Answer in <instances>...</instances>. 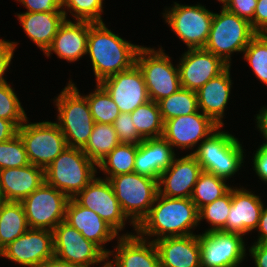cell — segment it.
Here are the masks:
<instances>
[{"label": "cell", "instance_id": "cell-12", "mask_svg": "<svg viewBox=\"0 0 267 267\" xmlns=\"http://www.w3.org/2000/svg\"><path fill=\"white\" fill-rule=\"evenodd\" d=\"M53 242L54 255L60 260L81 267L107 263V255L65 221L53 229Z\"/></svg>", "mask_w": 267, "mask_h": 267}, {"label": "cell", "instance_id": "cell-31", "mask_svg": "<svg viewBox=\"0 0 267 267\" xmlns=\"http://www.w3.org/2000/svg\"><path fill=\"white\" fill-rule=\"evenodd\" d=\"M120 141L112 124L95 123L83 152L97 165L118 145Z\"/></svg>", "mask_w": 267, "mask_h": 267}, {"label": "cell", "instance_id": "cell-30", "mask_svg": "<svg viewBox=\"0 0 267 267\" xmlns=\"http://www.w3.org/2000/svg\"><path fill=\"white\" fill-rule=\"evenodd\" d=\"M130 115L143 140L162 137L164 121L157 102L149 100L136 108Z\"/></svg>", "mask_w": 267, "mask_h": 267}, {"label": "cell", "instance_id": "cell-17", "mask_svg": "<svg viewBox=\"0 0 267 267\" xmlns=\"http://www.w3.org/2000/svg\"><path fill=\"white\" fill-rule=\"evenodd\" d=\"M53 231L29 228L2 250V257L21 266L36 267L54 257Z\"/></svg>", "mask_w": 267, "mask_h": 267}, {"label": "cell", "instance_id": "cell-7", "mask_svg": "<svg viewBox=\"0 0 267 267\" xmlns=\"http://www.w3.org/2000/svg\"><path fill=\"white\" fill-rule=\"evenodd\" d=\"M110 182L123 212L136 231L147 216L158 194V180L131 172L105 177Z\"/></svg>", "mask_w": 267, "mask_h": 267}, {"label": "cell", "instance_id": "cell-25", "mask_svg": "<svg viewBox=\"0 0 267 267\" xmlns=\"http://www.w3.org/2000/svg\"><path fill=\"white\" fill-rule=\"evenodd\" d=\"M174 152L173 147L163 137L144 139L137 144L134 172L159 180L161 173L176 157Z\"/></svg>", "mask_w": 267, "mask_h": 267}, {"label": "cell", "instance_id": "cell-49", "mask_svg": "<svg viewBox=\"0 0 267 267\" xmlns=\"http://www.w3.org/2000/svg\"><path fill=\"white\" fill-rule=\"evenodd\" d=\"M257 231L259 232V236L254 243H267V207H263L261 211Z\"/></svg>", "mask_w": 267, "mask_h": 267}, {"label": "cell", "instance_id": "cell-2", "mask_svg": "<svg viewBox=\"0 0 267 267\" xmlns=\"http://www.w3.org/2000/svg\"><path fill=\"white\" fill-rule=\"evenodd\" d=\"M140 47L113 33L104 22L93 23L89 28L86 54L91 59L96 83L131 69Z\"/></svg>", "mask_w": 267, "mask_h": 267}, {"label": "cell", "instance_id": "cell-3", "mask_svg": "<svg viewBox=\"0 0 267 267\" xmlns=\"http://www.w3.org/2000/svg\"><path fill=\"white\" fill-rule=\"evenodd\" d=\"M79 93L75 84L69 80L54 102L58 110L56 123L66 139L67 146L83 149L95 122L86 96Z\"/></svg>", "mask_w": 267, "mask_h": 267}, {"label": "cell", "instance_id": "cell-41", "mask_svg": "<svg viewBox=\"0 0 267 267\" xmlns=\"http://www.w3.org/2000/svg\"><path fill=\"white\" fill-rule=\"evenodd\" d=\"M113 128L120 143L139 144L143 139L136 130L130 113H120L113 122Z\"/></svg>", "mask_w": 267, "mask_h": 267}, {"label": "cell", "instance_id": "cell-51", "mask_svg": "<svg viewBox=\"0 0 267 267\" xmlns=\"http://www.w3.org/2000/svg\"><path fill=\"white\" fill-rule=\"evenodd\" d=\"M36 267H81V266L60 260L54 256L40 263Z\"/></svg>", "mask_w": 267, "mask_h": 267}, {"label": "cell", "instance_id": "cell-27", "mask_svg": "<svg viewBox=\"0 0 267 267\" xmlns=\"http://www.w3.org/2000/svg\"><path fill=\"white\" fill-rule=\"evenodd\" d=\"M44 182V169L33 164L0 170V186L6 201L22 202Z\"/></svg>", "mask_w": 267, "mask_h": 267}, {"label": "cell", "instance_id": "cell-16", "mask_svg": "<svg viewBox=\"0 0 267 267\" xmlns=\"http://www.w3.org/2000/svg\"><path fill=\"white\" fill-rule=\"evenodd\" d=\"M218 126L209 116L200 110L196 113L178 116L164 121L162 137L172 146L181 149H194L199 141L202 143Z\"/></svg>", "mask_w": 267, "mask_h": 267}, {"label": "cell", "instance_id": "cell-48", "mask_svg": "<svg viewBox=\"0 0 267 267\" xmlns=\"http://www.w3.org/2000/svg\"><path fill=\"white\" fill-rule=\"evenodd\" d=\"M18 128L9 120L0 118V142L7 141L17 134Z\"/></svg>", "mask_w": 267, "mask_h": 267}, {"label": "cell", "instance_id": "cell-35", "mask_svg": "<svg viewBox=\"0 0 267 267\" xmlns=\"http://www.w3.org/2000/svg\"><path fill=\"white\" fill-rule=\"evenodd\" d=\"M86 99L95 123L113 124L121 113L111 96L99 83H96L95 91L86 95Z\"/></svg>", "mask_w": 267, "mask_h": 267}, {"label": "cell", "instance_id": "cell-14", "mask_svg": "<svg viewBox=\"0 0 267 267\" xmlns=\"http://www.w3.org/2000/svg\"><path fill=\"white\" fill-rule=\"evenodd\" d=\"M79 205L98 214L118 233L129 220L119 204L108 179L95 177L73 198Z\"/></svg>", "mask_w": 267, "mask_h": 267}, {"label": "cell", "instance_id": "cell-19", "mask_svg": "<svg viewBox=\"0 0 267 267\" xmlns=\"http://www.w3.org/2000/svg\"><path fill=\"white\" fill-rule=\"evenodd\" d=\"M201 172V165L192 154L175 157L159 177L158 194L169 198H190Z\"/></svg>", "mask_w": 267, "mask_h": 267}, {"label": "cell", "instance_id": "cell-18", "mask_svg": "<svg viewBox=\"0 0 267 267\" xmlns=\"http://www.w3.org/2000/svg\"><path fill=\"white\" fill-rule=\"evenodd\" d=\"M228 66L220 57L204 48L188 49L178 64L181 88L196 92Z\"/></svg>", "mask_w": 267, "mask_h": 267}, {"label": "cell", "instance_id": "cell-22", "mask_svg": "<svg viewBox=\"0 0 267 267\" xmlns=\"http://www.w3.org/2000/svg\"><path fill=\"white\" fill-rule=\"evenodd\" d=\"M231 203L226 226L221 231L244 236L256 230L264 207L260 196L243 187H231Z\"/></svg>", "mask_w": 267, "mask_h": 267}, {"label": "cell", "instance_id": "cell-52", "mask_svg": "<svg viewBox=\"0 0 267 267\" xmlns=\"http://www.w3.org/2000/svg\"><path fill=\"white\" fill-rule=\"evenodd\" d=\"M5 198H4V195L2 193V190H1V186H0V206L5 202Z\"/></svg>", "mask_w": 267, "mask_h": 267}, {"label": "cell", "instance_id": "cell-47", "mask_svg": "<svg viewBox=\"0 0 267 267\" xmlns=\"http://www.w3.org/2000/svg\"><path fill=\"white\" fill-rule=\"evenodd\" d=\"M249 252L256 267H267V243H253Z\"/></svg>", "mask_w": 267, "mask_h": 267}, {"label": "cell", "instance_id": "cell-15", "mask_svg": "<svg viewBox=\"0 0 267 267\" xmlns=\"http://www.w3.org/2000/svg\"><path fill=\"white\" fill-rule=\"evenodd\" d=\"M99 84L108 92L121 113H131L150 100L143 73L136 64L127 71L103 79Z\"/></svg>", "mask_w": 267, "mask_h": 267}, {"label": "cell", "instance_id": "cell-6", "mask_svg": "<svg viewBox=\"0 0 267 267\" xmlns=\"http://www.w3.org/2000/svg\"><path fill=\"white\" fill-rule=\"evenodd\" d=\"M258 33L251 23L226 10L213 14L211 29L205 50L220 57L231 66V54L242 52Z\"/></svg>", "mask_w": 267, "mask_h": 267}, {"label": "cell", "instance_id": "cell-4", "mask_svg": "<svg viewBox=\"0 0 267 267\" xmlns=\"http://www.w3.org/2000/svg\"><path fill=\"white\" fill-rule=\"evenodd\" d=\"M96 166L82 149L68 146L44 170L45 182L74 198L96 177Z\"/></svg>", "mask_w": 267, "mask_h": 267}, {"label": "cell", "instance_id": "cell-55", "mask_svg": "<svg viewBox=\"0 0 267 267\" xmlns=\"http://www.w3.org/2000/svg\"><path fill=\"white\" fill-rule=\"evenodd\" d=\"M2 250H3V249L0 247V256H2Z\"/></svg>", "mask_w": 267, "mask_h": 267}, {"label": "cell", "instance_id": "cell-1", "mask_svg": "<svg viewBox=\"0 0 267 267\" xmlns=\"http://www.w3.org/2000/svg\"><path fill=\"white\" fill-rule=\"evenodd\" d=\"M154 204L136 227L135 233L140 237L149 240L155 236L154 242L165 237L193 235L191 229L200 222L199 210L190 198H169L157 194Z\"/></svg>", "mask_w": 267, "mask_h": 267}, {"label": "cell", "instance_id": "cell-45", "mask_svg": "<svg viewBox=\"0 0 267 267\" xmlns=\"http://www.w3.org/2000/svg\"><path fill=\"white\" fill-rule=\"evenodd\" d=\"M253 170L261 181L267 182V143L259 146L253 156Z\"/></svg>", "mask_w": 267, "mask_h": 267}, {"label": "cell", "instance_id": "cell-46", "mask_svg": "<svg viewBox=\"0 0 267 267\" xmlns=\"http://www.w3.org/2000/svg\"><path fill=\"white\" fill-rule=\"evenodd\" d=\"M251 26L257 33H261L267 28V0H257Z\"/></svg>", "mask_w": 267, "mask_h": 267}, {"label": "cell", "instance_id": "cell-23", "mask_svg": "<svg viewBox=\"0 0 267 267\" xmlns=\"http://www.w3.org/2000/svg\"><path fill=\"white\" fill-rule=\"evenodd\" d=\"M92 22L65 19L56 33L51 46L44 53L53 51L60 59L75 62L87 55V41Z\"/></svg>", "mask_w": 267, "mask_h": 267}, {"label": "cell", "instance_id": "cell-13", "mask_svg": "<svg viewBox=\"0 0 267 267\" xmlns=\"http://www.w3.org/2000/svg\"><path fill=\"white\" fill-rule=\"evenodd\" d=\"M199 245L201 267H239L247 255L243 235L237 233L204 232Z\"/></svg>", "mask_w": 267, "mask_h": 267}, {"label": "cell", "instance_id": "cell-29", "mask_svg": "<svg viewBox=\"0 0 267 267\" xmlns=\"http://www.w3.org/2000/svg\"><path fill=\"white\" fill-rule=\"evenodd\" d=\"M29 229L21 202L5 201L0 206V247L3 249Z\"/></svg>", "mask_w": 267, "mask_h": 267}, {"label": "cell", "instance_id": "cell-37", "mask_svg": "<svg viewBox=\"0 0 267 267\" xmlns=\"http://www.w3.org/2000/svg\"><path fill=\"white\" fill-rule=\"evenodd\" d=\"M231 189L221 198L205 205L199 210V222L203 219L211 225L206 232L221 231L226 226V221L231 208Z\"/></svg>", "mask_w": 267, "mask_h": 267}, {"label": "cell", "instance_id": "cell-54", "mask_svg": "<svg viewBox=\"0 0 267 267\" xmlns=\"http://www.w3.org/2000/svg\"><path fill=\"white\" fill-rule=\"evenodd\" d=\"M101 265H103L102 267H110L107 263L106 264H101Z\"/></svg>", "mask_w": 267, "mask_h": 267}, {"label": "cell", "instance_id": "cell-9", "mask_svg": "<svg viewBox=\"0 0 267 267\" xmlns=\"http://www.w3.org/2000/svg\"><path fill=\"white\" fill-rule=\"evenodd\" d=\"M23 141L30 164L44 170L68 146L56 122H28L26 120L17 130Z\"/></svg>", "mask_w": 267, "mask_h": 267}, {"label": "cell", "instance_id": "cell-44", "mask_svg": "<svg viewBox=\"0 0 267 267\" xmlns=\"http://www.w3.org/2000/svg\"><path fill=\"white\" fill-rule=\"evenodd\" d=\"M25 8L26 12H51L62 11V0H17Z\"/></svg>", "mask_w": 267, "mask_h": 267}, {"label": "cell", "instance_id": "cell-53", "mask_svg": "<svg viewBox=\"0 0 267 267\" xmlns=\"http://www.w3.org/2000/svg\"><path fill=\"white\" fill-rule=\"evenodd\" d=\"M261 34L267 39V28H265Z\"/></svg>", "mask_w": 267, "mask_h": 267}, {"label": "cell", "instance_id": "cell-40", "mask_svg": "<svg viewBox=\"0 0 267 267\" xmlns=\"http://www.w3.org/2000/svg\"><path fill=\"white\" fill-rule=\"evenodd\" d=\"M29 164L25 146L18 133L11 139L0 142V170Z\"/></svg>", "mask_w": 267, "mask_h": 267}, {"label": "cell", "instance_id": "cell-32", "mask_svg": "<svg viewBox=\"0 0 267 267\" xmlns=\"http://www.w3.org/2000/svg\"><path fill=\"white\" fill-rule=\"evenodd\" d=\"M137 145L131 143L118 144L98 165L106 177L134 172ZM106 173V174H105Z\"/></svg>", "mask_w": 267, "mask_h": 267}, {"label": "cell", "instance_id": "cell-39", "mask_svg": "<svg viewBox=\"0 0 267 267\" xmlns=\"http://www.w3.org/2000/svg\"><path fill=\"white\" fill-rule=\"evenodd\" d=\"M0 118L11 121L17 128L28 119L15 91L8 82L0 85Z\"/></svg>", "mask_w": 267, "mask_h": 267}, {"label": "cell", "instance_id": "cell-36", "mask_svg": "<svg viewBox=\"0 0 267 267\" xmlns=\"http://www.w3.org/2000/svg\"><path fill=\"white\" fill-rule=\"evenodd\" d=\"M256 77L267 85V39L258 33L243 51Z\"/></svg>", "mask_w": 267, "mask_h": 267}, {"label": "cell", "instance_id": "cell-33", "mask_svg": "<svg viewBox=\"0 0 267 267\" xmlns=\"http://www.w3.org/2000/svg\"><path fill=\"white\" fill-rule=\"evenodd\" d=\"M231 189L226 180L215 174L202 171L193 188L190 199L200 210L207 204L214 202L216 199L224 196Z\"/></svg>", "mask_w": 267, "mask_h": 267}, {"label": "cell", "instance_id": "cell-43", "mask_svg": "<svg viewBox=\"0 0 267 267\" xmlns=\"http://www.w3.org/2000/svg\"><path fill=\"white\" fill-rule=\"evenodd\" d=\"M17 45V42L0 39V85L7 82L4 78V74L11 64Z\"/></svg>", "mask_w": 267, "mask_h": 267}, {"label": "cell", "instance_id": "cell-50", "mask_svg": "<svg viewBox=\"0 0 267 267\" xmlns=\"http://www.w3.org/2000/svg\"><path fill=\"white\" fill-rule=\"evenodd\" d=\"M257 129L264 136V143H267V106L262 107L259 114L256 115Z\"/></svg>", "mask_w": 267, "mask_h": 267}, {"label": "cell", "instance_id": "cell-10", "mask_svg": "<svg viewBox=\"0 0 267 267\" xmlns=\"http://www.w3.org/2000/svg\"><path fill=\"white\" fill-rule=\"evenodd\" d=\"M162 14L165 23H168L177 37L186 44L187 49L205 47L211 29L213 12L202 4L192 6L174 2V6Z\"/></svg>", "mask_w": 267, "mask_h": 267}, {"label": "cell", "instance_id": "cell-5", "mask_svg": "<svg viewBox=\"0 0 267 267\" xmlns=\"http://www.w3.org/2000/svg\"><path fill=\"white\" fill-rule=\"evenodd\" d=\"M221 128L199 143L190 154L197 159L202 171L228 180L240 170L245 152L238 138Z\"/></svg>", "mask_w": 267, "mask_h": 267}, {"label": "cell", "instance_id": "cell-8", "mask_svg": "<svg viewBox=\"0 0 267 267\" xmlns=\"http://www.w3.org/2000/svg\"><path fill=\"white\" fill-rule=\"evenodd\" d=\"M165 50L141 46L137 52L136 65L142 71L148 96L151 101L176 93L180 88L178 65L174 67Z\"/></svg>", "mask_w": 267, "mask_h": 267}, {"label": "cell", "instance_id": "cell-26", "mask_svg": "<svg viewBox=\"0 0 267 267\" xmlns=\"http://www.w3.org/2000/svg\"><path fill=\"white\" fill-rule=\"evenodd\" d=\"M230 68L231 66H228L222 73L207 81L196 91L199 110L220 127L224 125L222 121L224 110L231 94Z\"/></svg>", "mask_w": 267, "mask_h": 267}, {"label": "cell", "instance_id": "cell-38", "mask_svg": "<svg viewBox=\"0 0 267 267\" xmlns=\"http://www.w3.org/2000/svg\"><path fill=\"white\" fill-rule=\"evenodd\" d=\"M65 8V9H64ZM78 21L102 23L103 0H62V11L67 18V11Z\"/></svg>", "mask_w": 267, "mask_h": 267}, {"label": "cell", "instance_id": "cell-42", "mask_svg": "<svg viewBox=\"0 0 267 267\" xmlns=\"http://www.w3.org/2000/svg\"><path fill=\"white\" fill-rule=\"evenodd\" d=\"M256 5L257 0H224L223 2V7L226 10L250 23L253 21Z\"/></svg>", "mask_w": 267, "mask_h": 267}, {"label": "cell", "instance_id": "cell-20", "mask_svg": "<svg viewBox=\"0 0 267 267\" xmlns=\"http://www.w3.org/2000/svg\"><path fill=\"white\" fill-rule=\"evenodd\" d=\"M65 222L96 244L107 256L110 250L104 248L105 244L120 237L118 232L98 214L79 205L73 198L67 202Z\"/></svg>", "mask_w": 267, "mask_h": 267}, {"label": "cell", "instance_id": "cell-24", "mask_svg": "<svg viewBox=\"0 0 267 267\" xmlns=\"http://www.w3.org/2000/svg\"><path fill=\"white\" fill-rule=\"evenodd\" d=\"M160 267H201L199 235L165 237L154 241Z\"/></svg>", "mask_w": 267, "mask_h": 267}, {"label": "cell", "instance_id": "cell-34", "mask_svg": "<svg viewBox=\"0 0 267 267\" xmlns=\"http://www.w3.org/2000/svg\"><path fill=\"white\" fill-rule=\"evenodd\" d=\"M157 103L163 121L199 111L196 92L184 88H180L176 93L161 99Z\"/></svg>", "mask_w": 267, "mask_h": 267}, {"label": "cell", "instance_id": "cell-21", "mask_svg": "<svg viewBox=\"0 0 267 267\" xmlns=\"http://www.w3.org/2000/svg\"><path fill=\"white\" fill-rule=\"evenodd\" d=\"M117 247L107 256L110 267H160L159 255L153 241L140 237L137 233H126L118 237ZM110 255L115 257L111 261Z\"/></svg>", "mask_w": 267, "mask_h": 267}, {"label": "cell", "instance_id": "cell-28", "mask_svg": "<svg viewBox=\"0 0 267 267\" xmlns=\"http://www.w3.org/2000/svg\"><path fill=\"white\" fill-rule=\"evenodd\" d=\"M17 18L25 34L43 53L51 46L59 27L66 19L63 11L24 12L18 13Z\"/></svg>", "mask_w": 267, "mask_h": 267}, {"label": "cell", "instance_id": "cell-11", "mask_svg": "<svg viewBox=\"0 0 267 267\" xmlns=\"http://www.w3.org/2000/svg\"><path fill=\"white\" fill-rule=\"evenodd\" d=\"M68 200L63 192L44 182L21 202L29 228L53 231L65 221Z\"/></svg>", "mask_w": 267, "mask_h": 267}]
</instances>
